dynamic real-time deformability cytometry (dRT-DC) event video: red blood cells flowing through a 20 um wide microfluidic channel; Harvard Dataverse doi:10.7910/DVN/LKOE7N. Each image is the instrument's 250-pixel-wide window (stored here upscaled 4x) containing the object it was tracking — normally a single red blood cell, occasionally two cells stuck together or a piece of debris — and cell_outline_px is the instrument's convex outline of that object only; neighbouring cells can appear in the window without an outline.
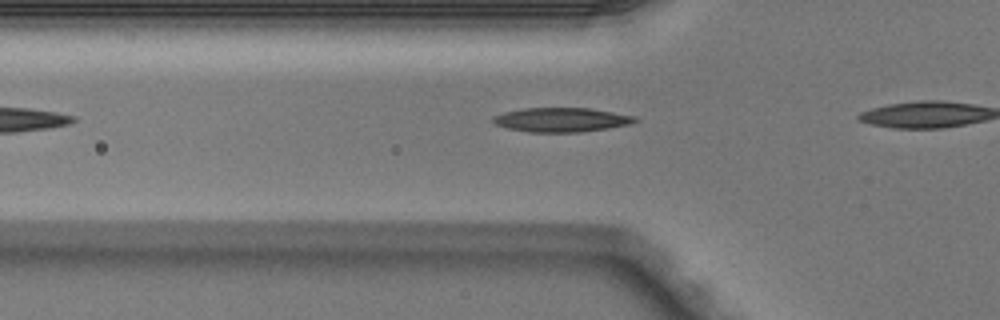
{"species": "Egyptian fruit bat (a non-hibernating species)", "species_latin": "Rousettus aegyptiacus", "temperature_condition": "warm", "stored_images_in_passage": 4, "camera_frame_rate_fps": 3000, "um_per_image_px": 0.085, "animal": {"sex": "male"}, "frame": {"image": 1, "passage_image": 3, "time_ms": 0.667, "image_size_px": [1000, 320], "cell_outline_px": [[640, 120], [632, 124], [608, 128], [580, 132], [528, 132], [508, 128], [492, 124], [492, 116], [504, 112], [524, 108], [588, 108], [636, 116]], "centroid_in_image_um": [47.71, 10.18], "position_along_channel_um": 78.1, "area_um2": 20.17}}